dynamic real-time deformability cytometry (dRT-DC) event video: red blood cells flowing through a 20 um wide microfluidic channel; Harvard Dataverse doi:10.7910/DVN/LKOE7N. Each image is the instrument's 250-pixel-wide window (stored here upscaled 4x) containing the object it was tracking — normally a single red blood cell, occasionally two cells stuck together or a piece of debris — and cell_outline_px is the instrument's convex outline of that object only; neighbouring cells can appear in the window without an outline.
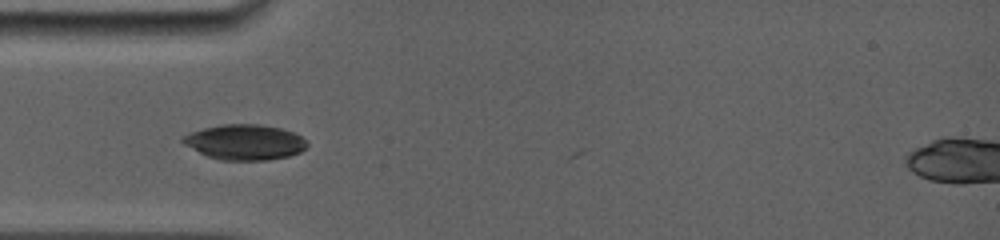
{"species": "common noctule bat (a hibernating species)", "species_latin": "Nyctalus noctula", "temperature_condition": "room temperature", "stored_images_in_passage": 14, "camera_frame_rate_fps": 5000, "um_per_image_px": 0.085, "animal": {"sex": "female", "body_mass_g": 19.0, "forearm_length_mm": 56.7}, "frame": {"image": 1, "passage_image": 10, "time_ms": 1.6, "image_size_px": [1000, 240], "cell_outline_px": [[308, 148], [300, 152], [288, 156], [268, 160], [220, 160], [208, 156], [184, 144], [180, 140], [184, 136], [192, 132], [204, 128], [220, 124], [260, 124], [280, 128], [292, 132], [300, 136], [308, 144]], "centroid_in_image_um": [20.83, 12.08], "position_along_channel_um": 64.2, "area_um2": 25.43}}